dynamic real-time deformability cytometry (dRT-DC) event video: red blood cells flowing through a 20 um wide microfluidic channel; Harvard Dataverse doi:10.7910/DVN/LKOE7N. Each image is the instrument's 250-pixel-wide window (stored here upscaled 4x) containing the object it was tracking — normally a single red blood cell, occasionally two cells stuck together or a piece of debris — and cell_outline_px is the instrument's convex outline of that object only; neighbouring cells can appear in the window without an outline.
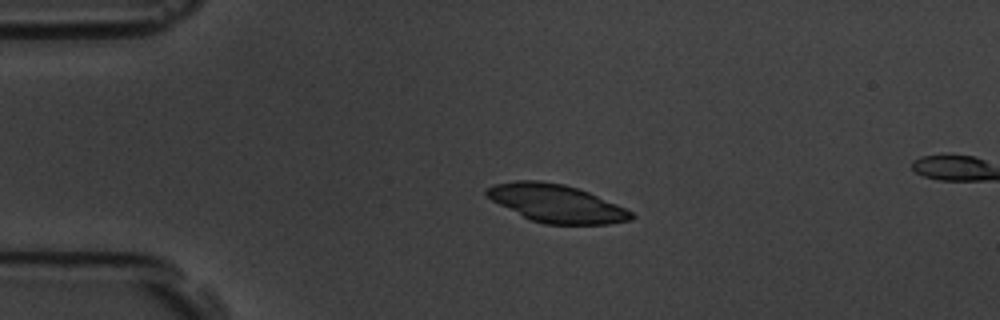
{"species": "common noctule bat (a hibernating species)", "species_latin": "Nyctalus noctula", "temperature_condition": "room temperature", "stored_images_in_passage": 6, "camera_frame_rate_fps": 3000, "um_per_image_px": 0.085, "animal": {"sex": "male", "body_mass_g": 19.5, "forearm_length_mm": 54.6}, "frame": {"image": 1, "passage_image": 1, "time_ms": 0.0, "image_size_px": [1000, 320], "cell_outline_px": [[636, 216], [632, 220], [608, 224], [544, 224], [532, 220], [492, 200], [484, 192], [488, 188], [496, 184], [516, 180], [540, 180], [564, 184], [588, 192], [616, 204], [632, 212]], "centroid_in_image_um": [47.32, 17.29], "position_along_channel_um": 37.7, "area_um2": 31.44}}